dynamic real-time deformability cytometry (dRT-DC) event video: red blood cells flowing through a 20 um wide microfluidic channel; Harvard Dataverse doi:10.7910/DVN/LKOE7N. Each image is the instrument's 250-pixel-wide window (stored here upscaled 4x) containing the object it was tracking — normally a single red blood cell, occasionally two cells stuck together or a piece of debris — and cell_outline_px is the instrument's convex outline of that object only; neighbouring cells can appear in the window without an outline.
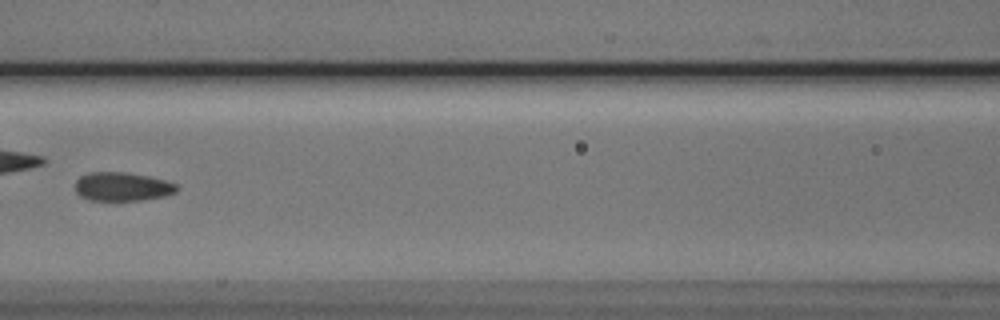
{"species": "Egyptian fruit bat (a non-hibernating species)", "species_latin": "Rousettus aegyptiacus", "temperature_condition": "cold", "stored_images_in_passage": 8, "camera_frame_rate_fps": 3000, "um_per_image_px": 0.085, "animal": {"sex": "male"}, "frame": {"image": 1, "passage_image": 7, "time_ms": 8.0, "image_size_px": [1000, 320], "cell_outline_px": [[180, 188], [176, 192], [164, 196], [140, 200], [88, 200], [80, 196], [76, 192], [76, 180], [80, 176], [88, 172], [124, 172], [148, 176], [164, 180], [176, 184]], "centroid_in_image_um": [10.38, 15.86], "position_along_channel_um": 156.2, "area_um2": 16.99}}
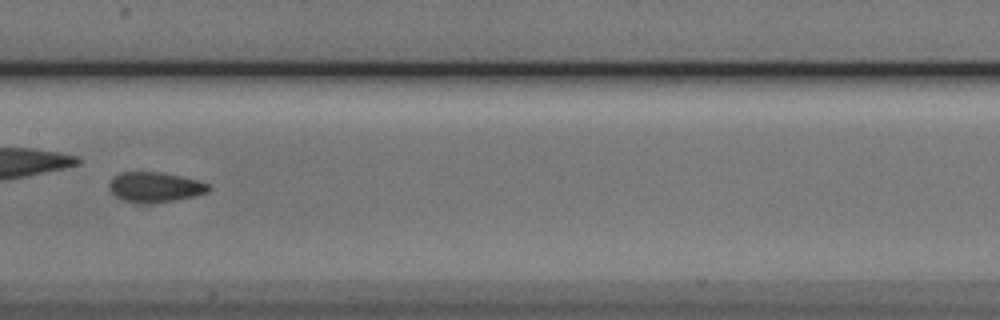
{"frame": {"image": 2, "passage_image": 8, "time_ms": 9.0, "image_size_px": [1000, 320], "cell_outline_px": [[212, 188], [208, 192], [196, 196], [176, 200], [144, 204], [136, 204], [120, 200], [108, 188], [108, 184], [120, 172], [164, 172], [184, 176], [208, 184]], "centroid_in_image_um": [13.18, 15.92], "position_along_channel_um": 194.2, "area_um2": 17.74}}